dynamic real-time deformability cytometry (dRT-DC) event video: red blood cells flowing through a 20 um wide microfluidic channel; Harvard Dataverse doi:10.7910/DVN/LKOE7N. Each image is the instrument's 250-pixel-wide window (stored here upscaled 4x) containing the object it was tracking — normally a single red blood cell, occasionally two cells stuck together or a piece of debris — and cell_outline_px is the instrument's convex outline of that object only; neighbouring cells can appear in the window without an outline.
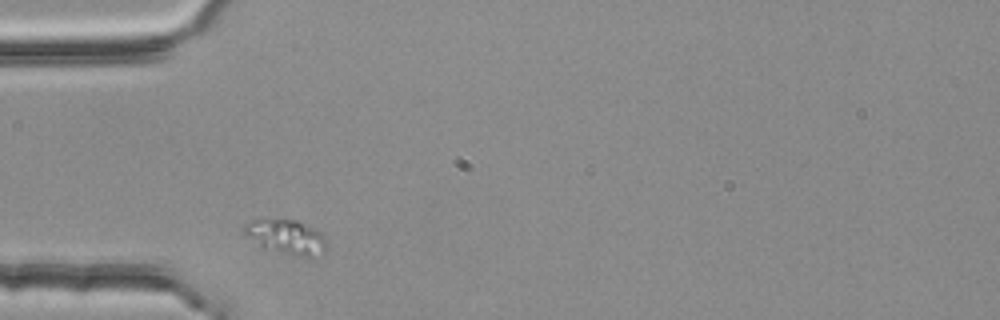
{"species": "common noctule bat (a hibernating species)", "species_latin": "Nyctalus noctula", "temperature_condition": "room temperature", "stored_images_in_passage": 3, "camera_frame_rate_fps": 3000, "um_per_image_px": 0.085, "animal": {"sex": "female", "body_mass_g": 25.1}, "frame": {"image": 1, "passage_image": 1, "time_ms": 0.0, "image_size_px": [1000, 320], "cell_outline_px": [[328, 248], [324, 252], [312, 256], [292, 256], [260, 248], [240, 228], [244, 224], [252, 220], [296, 220], [316, 228], [320, 232]], "centroid_in_image_um": [24.3, 20.15], "position_along_channel_um": 60.7, "area_um2": 16.7}}